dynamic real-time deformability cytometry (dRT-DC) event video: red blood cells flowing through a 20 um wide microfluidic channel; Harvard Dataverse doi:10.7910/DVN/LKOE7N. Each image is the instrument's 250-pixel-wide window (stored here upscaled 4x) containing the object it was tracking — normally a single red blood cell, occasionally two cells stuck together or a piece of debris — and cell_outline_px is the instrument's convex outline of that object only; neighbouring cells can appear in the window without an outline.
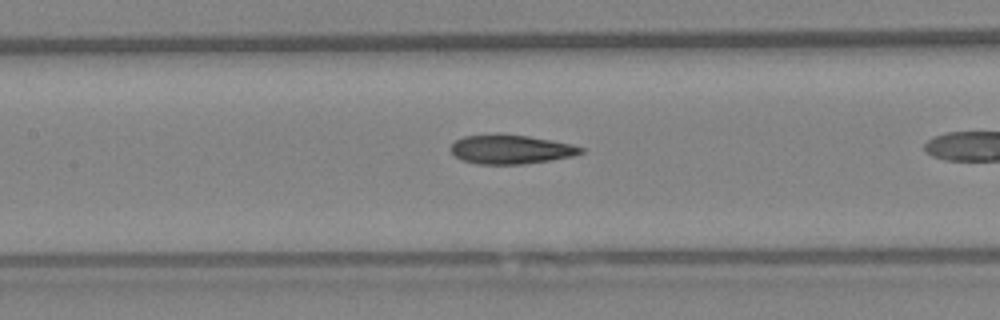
{"species": "Egyptian fruit bat (a non-hibernating species)", "species_latin": "Rousettus aegyptiacus", "temperature_condition": "warm", "stored_images_in_passage": 10, "camera_frame_rate_fps": 3000, "um_per_image_px": 0.085, "animal": {"sex": "female"}, "frame": {"image": 1, "passage_image": 7, "time_ms": 2.0, "image_size_px": [1000, 320], "cell_outline_px": [[584, 152], [572, 156], [552, 160], [524, 164], [480, 164], [464, 160], [456, 156], [448, 148], [456, 140], [464, 136], [496, 132], [528, 136], [552, 140], [572, 144], [584, 148]], "centroid_in_image_um": [43.41, 12.67], "position_along_channel_um": 164.0, "area_um2": 22.37}}